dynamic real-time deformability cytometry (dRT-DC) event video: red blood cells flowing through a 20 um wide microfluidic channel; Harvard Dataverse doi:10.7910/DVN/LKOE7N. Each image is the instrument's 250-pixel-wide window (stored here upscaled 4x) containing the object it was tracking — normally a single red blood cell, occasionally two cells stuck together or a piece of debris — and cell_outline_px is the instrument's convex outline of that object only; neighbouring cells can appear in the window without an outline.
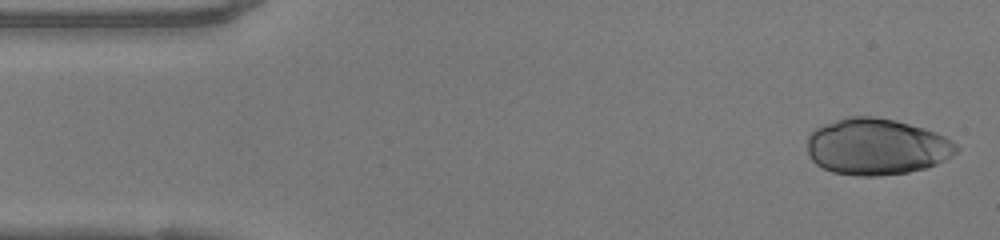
{"species": "human", "species_latin": "Homo sapiens", "temperature_condition": "warm", "stored_images_in_passage": 47, "camera_frame_rate_fps": 3000, "um_per_image_px": 0.085, "donor": {"sex": "female"}, "frame": {"image": 1, "passage_image": 1, "time_ms": 0.0, "image_size_px": [1000, 240], "cell_outline_px": [[960, 148], [956, 152], [944, 160], [936, 164], [924, 168], [908, 172], [876, 176], [860, 176], [832, 172], [816, 164], [812, 160], [808, 152], [808, 136], [816, 128], [824, 124], [848, 116], [872, 116], [892, 120], [924, 128], [936, 132], [952, 140]], "centroid_in_image_um": [74.51, 12.47], "position_along_channel_um": 10.5, "area_um2": 48.78}}
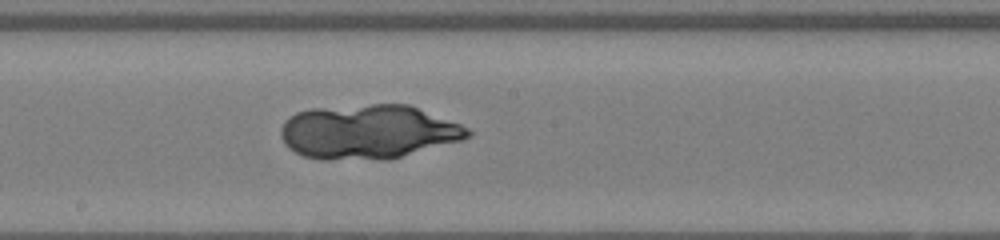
{"frame": {"image": 2, "passage_image": 24, "time_ms": 7.667, "image_size_px": [1000, 240], "cell_outline_px": [[472, 136], [464, 140], [388, 160], [320, 160], [304, 156], [288, 148], [284, 144], [280, 136], [280, 128], [284, 120], [288, 116], [296, 112], [312, 108], [372, 104], [408, 104], [460, 124], [468, 128], [472, 132]], "centroid_in_image_um": [31.27, 11.22], "position_along_channel_um": 216.9, "area_um2": 59.88}}
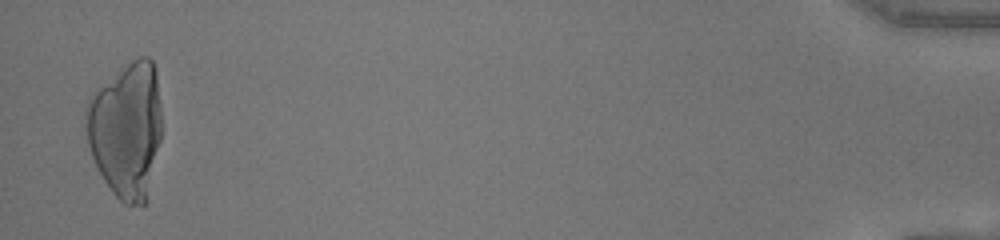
{"frame": {"image": 3, "passage_image": 46, "time_ms": 15.0, "image_size_px": [1000, 240], "cell_outline_px": [[160, 140], [144, 204], [124, 204], [112, 192], [104, 180], [88, 148], [84, 124], [84, 108], [92, 92], [96, 88], [116, 72], [132, 60], [140, 56], [148, 56], [152, 60], [156, 68], [160, 108]], "centroid_in_image_um": [10.69, 10.96], "position_along_channel_um": 424.5, "area_um2": 59.94}}